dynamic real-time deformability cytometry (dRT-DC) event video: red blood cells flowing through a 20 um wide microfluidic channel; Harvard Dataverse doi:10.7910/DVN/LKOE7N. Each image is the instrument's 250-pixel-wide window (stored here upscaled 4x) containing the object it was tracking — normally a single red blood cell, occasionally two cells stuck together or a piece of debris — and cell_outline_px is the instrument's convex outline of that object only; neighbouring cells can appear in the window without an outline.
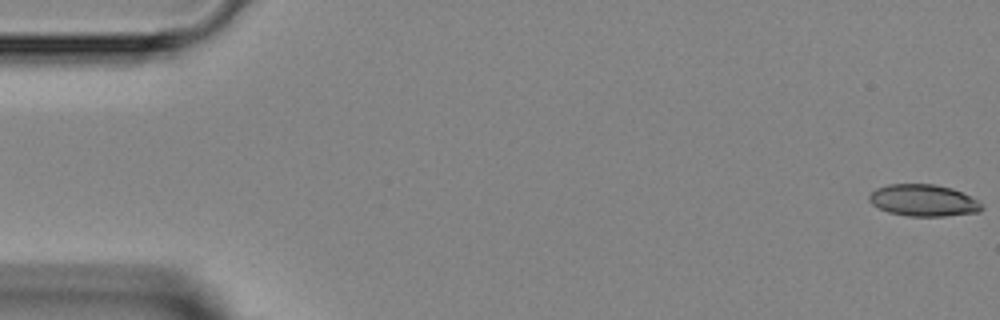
{"species": "Egyptian fruit bat (a non-hibernating species)", "species_latin": "Rousettus aegyptiacus", "temperature_condition": "room temperature", "stored_images_in_passage": 46, "camera_frame_rate_fps": 3000, "um_per_image_px": 0.085, "animal": {"sex": "female"}, "frame": {"image": 1, "passage_image": 1, "time_ms": 0.0, "image_size_px": [1000, 320], "cell_outline_px": [[984, 208], [980, 212], [944, 216], [908, 216], [888, 212], [872, 204], [868, 200], [868, 196], [876, 188], [888, 184], [932, 184], [952, 188], [976, 200]], "centroid_in_image_um": [78.46, 17.03], "position_along_channel_um": 6.5, "area_um2": 20.69}}
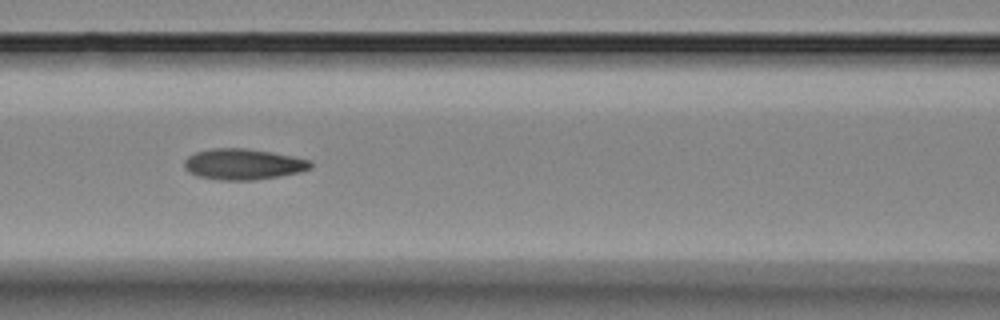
{"frame": {"image": 2, "passage_image": 20, "time_ms": 6.333, "image_size_px": [1000, 320], "cell_outline_px": [[312, 168], [300, 172], [252, 180], [220, 180], [196, 176], [188, 172], [184, 168], [184, 160], [188, 156], [196, 152], [212, 148], [244, 148], [272, 152], [312, 160]], "centroid_in_image_um": [20.65, 13.95], "position_along_channel_um": 145.9, "area_um2": 22.77}}
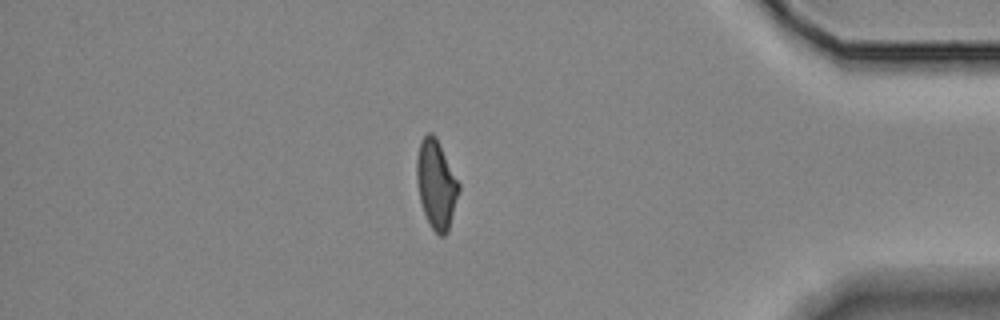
{"frame": {"image": 3, "passage_image": 40, "time_ms": 13.0, "image_size_px": [1000, 320], "cell_outline_px": [[460, 188], [448, 232], [444, 236], [440, 236], [432, 228], [424, 212], [420, 200], [416, 180], [416, 156], [420, 140], [428, 132], [432, 132], [436, 136], [460, 184]], "centroid_in_image_um": [37.07, 15.63], "position_along_channel_um": 398.1, "area_um2": 21.79}}